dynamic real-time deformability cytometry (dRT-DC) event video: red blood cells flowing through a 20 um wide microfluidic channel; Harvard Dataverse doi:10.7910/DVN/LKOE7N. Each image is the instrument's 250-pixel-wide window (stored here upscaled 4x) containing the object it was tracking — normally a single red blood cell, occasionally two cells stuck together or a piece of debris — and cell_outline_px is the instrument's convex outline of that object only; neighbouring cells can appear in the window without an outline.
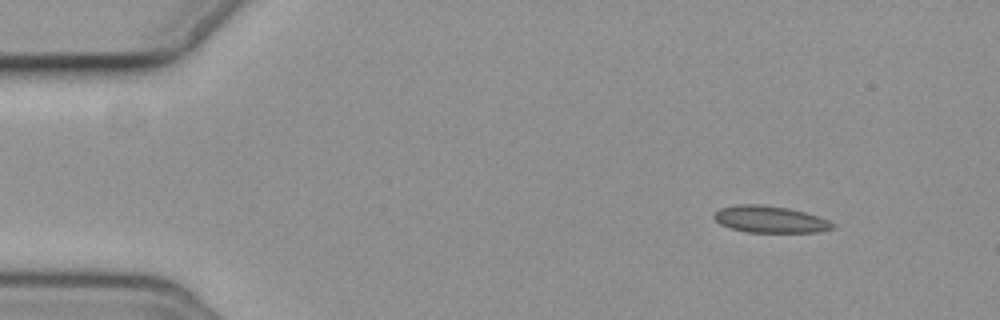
{"species": "common noctule bat (a hibernating species)", "species_latin": "Nyctalus noctula", "temperature_condition": "cold", "stored_images_in_passage": 4, "camera_frame_rate_fps": 3000, "um_per_image_px": 0.085, "animal": {"sex": "female", "body_mass_g": 19.3, "forearm_length_mm": 54.1}, "frame": {"image": 1, "passage_image": 1, "time_ms": 0.0, "image_size_px": [1000, 320], "cell_outline_px": [[836, 228], [816, 232], [748, 232], [732, 228], [720, 224], [712, 216], [712, 212], [720, 208], [736, 204], [756, 204], [788, 208], [804, 212], [828, 220], [836, 224]], "centroid_in_image_um": [65.43, 18.64], "position_along_channel_um": 19.6, "area_um2": 18.5}}
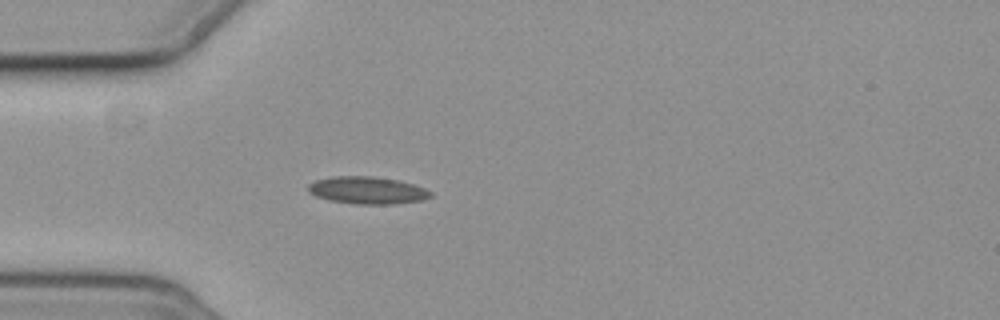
{"frame": {"image": 2, "passage_image": 4, "time_ms": 3.333, "image_size_px": [1000, 320], "cell_outline_px": [[432, 196], [420, 200], [392, 204], [356, 204], [328, 200], [316, 196], [308, 192], [308, 184], [316, 180], [332, 176], [372, 176], [396, 180], [412, 184], [424, 188], [432, 192]], "centroid_in_image_um": [31.18, 16.17], "position_along_channel_um": 53.8, "area_um2": 19.36}}